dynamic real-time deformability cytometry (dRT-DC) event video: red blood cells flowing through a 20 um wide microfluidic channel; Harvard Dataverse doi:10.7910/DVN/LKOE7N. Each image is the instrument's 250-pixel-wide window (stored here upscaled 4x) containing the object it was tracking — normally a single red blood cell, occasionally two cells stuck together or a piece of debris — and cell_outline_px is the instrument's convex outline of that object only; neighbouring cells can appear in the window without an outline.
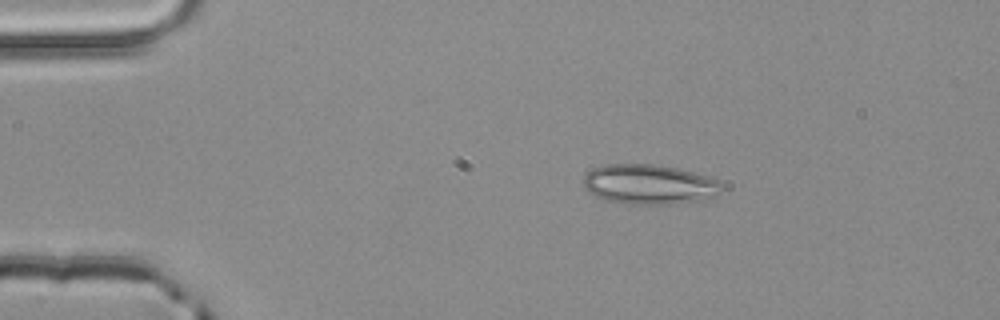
{"species": "common noctule bat (a hibernating species)", "species_latin": "Nyctalus noctula", "temperature_condition": "room temperature", "stored_images_in_passage": 2, "camera_frame_rate_fps": 3000, "um_per_image_px": 0.085, "animal": {"sex": "male", "body_mass_g": 20.4}, "frame": {"image": 1, "passage_image": 1, "time_ms": 0.0, "image_size_px": [1000, 320], "cell_outline_px": [[724, 188], [716, 196], [696, 200], [668, 204], [624, 204], [608, 200], [596, 196], [588, 192], [584, 188], [584, 176], [592, 168], [604, 164], [660, 164], [708, 176], [720, 180]], "centroid_in_image_um": [55.18, 15.66], "position_along_channel_um": 29.8, "area_um2": 32.25}}